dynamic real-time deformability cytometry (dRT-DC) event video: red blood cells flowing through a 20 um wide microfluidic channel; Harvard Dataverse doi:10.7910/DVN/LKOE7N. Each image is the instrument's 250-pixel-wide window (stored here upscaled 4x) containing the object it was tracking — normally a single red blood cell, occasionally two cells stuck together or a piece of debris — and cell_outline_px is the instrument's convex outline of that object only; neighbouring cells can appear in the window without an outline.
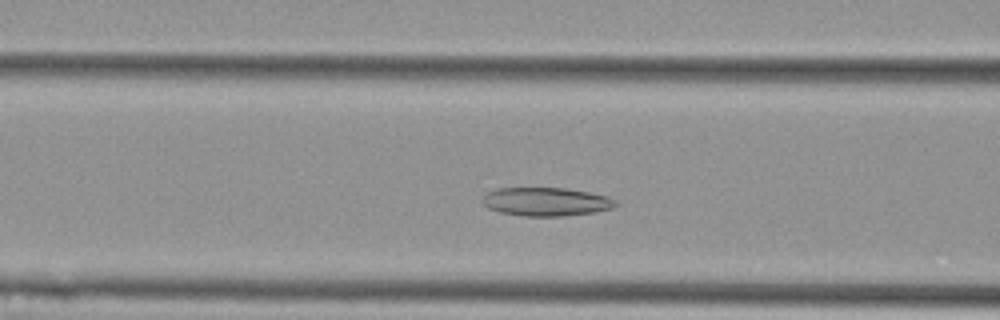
{"species": "Egyptian fruit bat (a non-hibernating species)", "species_latin": "Rousettus aegyptiacus", "temperature_condition": "cold", "stored_images_in_passage": 30, "camera_frame_rate_fps": 3000, "um_per_image_px": 0.085, "animal": {"sex": "female"}, "frame": {"image": 1, "passage_image": 13, "time_ms": 4.0, "image_size_px": [1000, 320], "cell_outline_px": [[616, 204], [612, 208], [592, 212], [560, 216], [520, 216], [500, 212], [488, 208], [480, 200], [488, 192], [496, 188], [564, 188], [588, 192], [608, 196], [616, 200]], "centroid_in_image_um": [46.37, 17.14], "position_along_channel_um": 120.2, "area_um2": 22.02}}
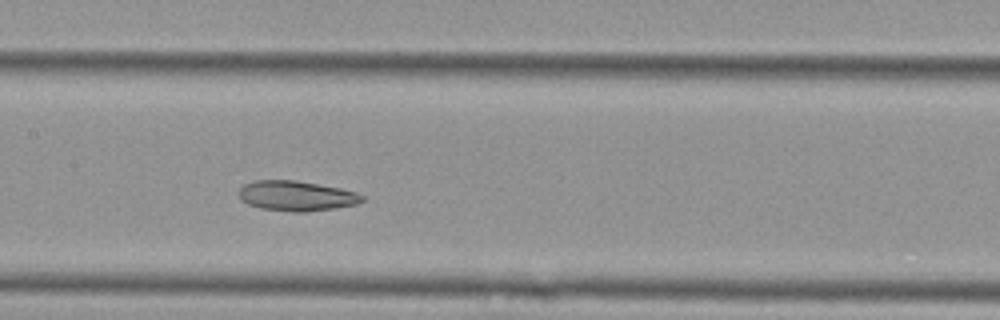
{"frame": {"image": 2, "passage_image": 18, "time_ms": 5.667, "image_size_px": [1000, 320], "cell_outline_px": [[364, 200], [356, 204], [336, 208], [304, 212], [292, 212], [260, 208], [248, 204], [240, 200], [240, 188], [244, 184], [256, 180], [296, 180], [340, 188], [356, 192], [364, 196]], "centroid_in_image_um": [25.19, 16.65], "position_along_channel_um": 182.2, "area_um2": 21.62}}